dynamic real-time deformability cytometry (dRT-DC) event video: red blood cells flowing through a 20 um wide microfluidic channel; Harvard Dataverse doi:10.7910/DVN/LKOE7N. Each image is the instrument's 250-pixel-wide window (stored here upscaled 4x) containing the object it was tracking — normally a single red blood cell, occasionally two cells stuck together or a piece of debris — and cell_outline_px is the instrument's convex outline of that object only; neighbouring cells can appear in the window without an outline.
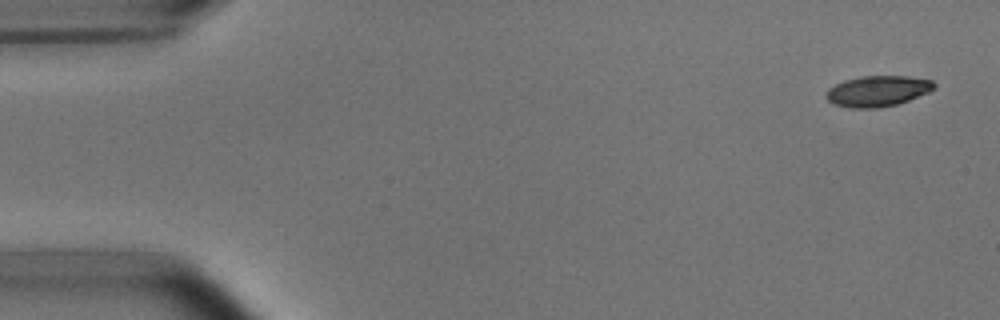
{"species": "common noctule bat (a hibernating species)", "species_latin": "Nyctalus noctula", "temperature_condition": "room temperature", "stored_images_in_passage": 4, "camera_frame_rate_fps": 3000, "um_per_image_px": 0.085, "animal": {"sex": "male", "body_mass_g": 15.6}, "frame": {"image": 1, "passage_image": 1, "time_ms": 0.0, "image_size_px": [1000, 320], "cell_outline_px": [[936, 88], [928, 92], [908, 100], [896, 104], [876, 108], [852, 108], [832, 104], [824, 96], [824, 92], [828, 88], [844, 80], [864, 76], [908, 76], [932, 80], [936, 84]], "centroid_in_image_um": [74.57, 7.74], "position_along_channel_um": 10.4, "area_um2": 19.42}}
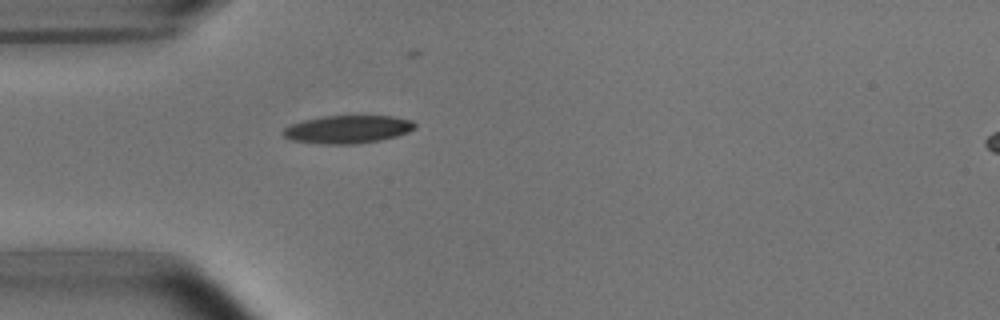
{"frame": {"image": 2, "passage_image": 4, "time_ms": 4.333, "image_size_px": [1000, 320], "cell_outline_px": [[416, 128], [408, 132], [396, 136], [380, 140], [352, 144], [324, 144], [292, 140], [284, 136], [284, 128], [292, 124], [304, 120], [324, 116], [392, 116], [412, 120], [416, 124]], "centroid_in_image_um": [29.59, 10.99], "position_along_channel_um": 55.4, "area_um2": 21.27}}